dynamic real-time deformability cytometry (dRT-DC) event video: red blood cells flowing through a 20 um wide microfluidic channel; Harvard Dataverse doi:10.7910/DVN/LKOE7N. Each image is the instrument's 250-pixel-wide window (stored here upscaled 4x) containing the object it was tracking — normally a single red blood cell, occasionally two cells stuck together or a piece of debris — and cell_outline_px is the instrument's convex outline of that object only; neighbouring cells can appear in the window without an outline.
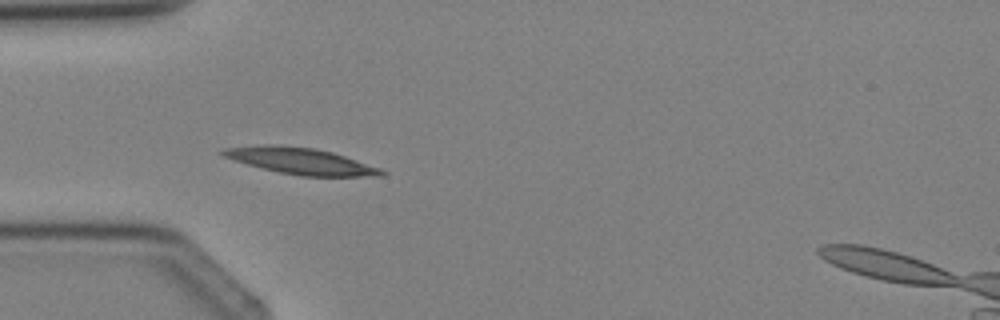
{"species": "Egyptian fruit bat (a non-hibernating species)", "species_latin": "Rousettus aegyptiacus", "temperature_condition": "cold", "stored_images_in_passage": 4, "camera_frame_rate_fps": 3000, "um_per_image_px": 0.085, "animal": {"sex": "female"}, "frame": {"image": 1, "passage_image": 3, "time_ms": 3.0, "image_size_px": [1000, 320], "cell_outline_px": [[388, 172], [384, 176], [300, 176], [280, 172], [248, 164], [224, 156], [216, 152], [224, 148], [268, 144], [312, 148], [332, 152], [380, 168]], "centroid_in_image_um": [25.58, 13.69], "position_along_channel_um": 59.4, "area_um2": 23.99}}